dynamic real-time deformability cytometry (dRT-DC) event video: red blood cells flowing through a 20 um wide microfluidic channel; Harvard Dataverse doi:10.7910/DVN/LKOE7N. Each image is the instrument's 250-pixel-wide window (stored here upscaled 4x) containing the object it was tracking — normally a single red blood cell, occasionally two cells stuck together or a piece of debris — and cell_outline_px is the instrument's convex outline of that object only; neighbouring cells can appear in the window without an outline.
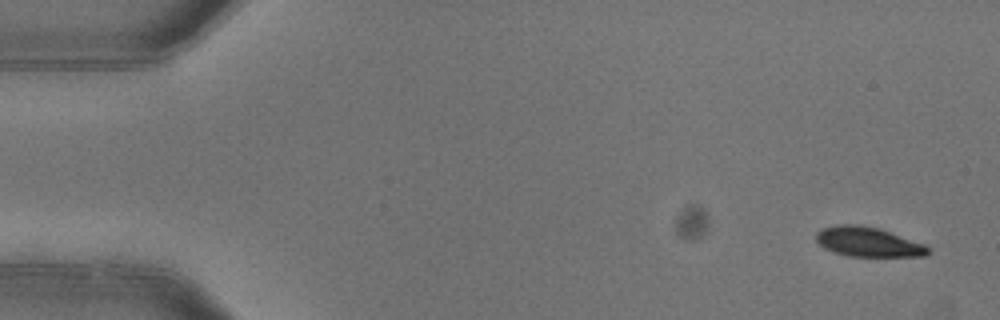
{"species": "common noctule bat (a hibernating species)", "species_latin": "Nyctalus noctula", "temperature_condition": "warm", "stored_images_in_passage": 2, "camera_frame_rate_fps": 3000, "um_per_image_px": 0.085, "animal": {"sex": "female"}, "frame": {"image": 1, "passage_image": 2, "time_ms": 0.333, "image_size_px": [1000, 320], "cell_outline_px": [[928, 252], [924, 256], [848, 256], [824, 248], [816, 240], [816, 232], [820, 228], [836, 224], [856, 224], [880, 228], [924, 244], [928, 248]], "centroid_in_image_um": [73.74, 20.54], "position_along_channel_um": 11.3, "area_um2": 19.25}}